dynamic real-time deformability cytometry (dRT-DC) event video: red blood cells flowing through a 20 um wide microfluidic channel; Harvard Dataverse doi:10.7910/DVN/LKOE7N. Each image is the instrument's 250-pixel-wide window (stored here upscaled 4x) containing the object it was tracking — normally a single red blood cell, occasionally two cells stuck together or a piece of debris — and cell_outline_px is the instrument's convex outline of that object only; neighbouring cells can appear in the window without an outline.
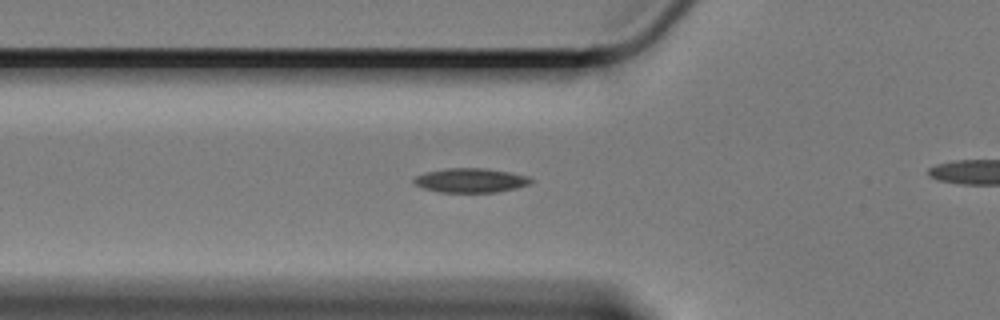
{"species": "Egyptian fruit bat (a non-hibernating species)", "species_latin": "Rousettus aegyptiacus", "temperature_condition": "cold", "stored_images_in_passage": 13, "camera_frame_rate_fps": 3000, "um_per_image_px": 0.085, "animal": {"sex": "female"}, "frame": {"image": 1, "passage_image": 2, "time_ms": 0.333, "image_size_px": [1000, 320], "cell_outline_px": [[532, 180], [528, 184], [516, 188], [496, 192], [440, 192], [424, 188], [416, 184], [412, 180], [416, 176], [424, 172], [448, 168], [484, 168], [508, 172], [528, 176]], "centroid_in_image_um": [39.98, 15.33], "position_along_channel_um": 85.8, "area_um2": 16.36}}